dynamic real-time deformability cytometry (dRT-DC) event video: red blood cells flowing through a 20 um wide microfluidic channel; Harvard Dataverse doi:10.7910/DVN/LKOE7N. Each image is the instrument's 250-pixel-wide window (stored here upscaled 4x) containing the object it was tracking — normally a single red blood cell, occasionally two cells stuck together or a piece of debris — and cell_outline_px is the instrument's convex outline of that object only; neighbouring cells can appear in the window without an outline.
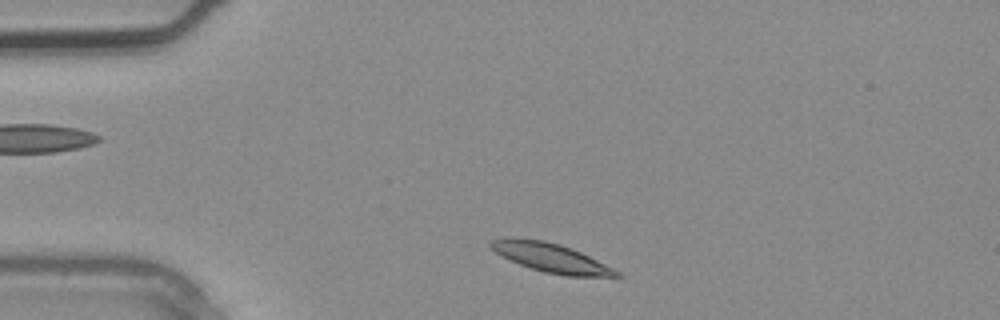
{"species": "common noctule bat (a hibernating species)", "species_latin": "Nyctalus noctula", "temperature_condition": "warm", "stored_images_in_passage": 2, "camera_frame_rate_fps": 3000, "um_per_image_px": 0.085, "animal": {"sex": "male", "body_mass_g": 20.4}, "frame": {"image": 1, "passage_image": 2, "time_ms": 0.333, "image_size_px": [1000, 320], "cell_outline_px": [[624, 276], [568, 276], [544, 272], [520, 264], [496, 252], [488, 244], [492, 240], [508, 236], [516, 236], [544, 240], [560, 244], [572, 248], [620, 272]], "centroid_in_image_um": [46.79, 21.87], "position_along_channel_um": 38.2, "area_um2": 21.04}}